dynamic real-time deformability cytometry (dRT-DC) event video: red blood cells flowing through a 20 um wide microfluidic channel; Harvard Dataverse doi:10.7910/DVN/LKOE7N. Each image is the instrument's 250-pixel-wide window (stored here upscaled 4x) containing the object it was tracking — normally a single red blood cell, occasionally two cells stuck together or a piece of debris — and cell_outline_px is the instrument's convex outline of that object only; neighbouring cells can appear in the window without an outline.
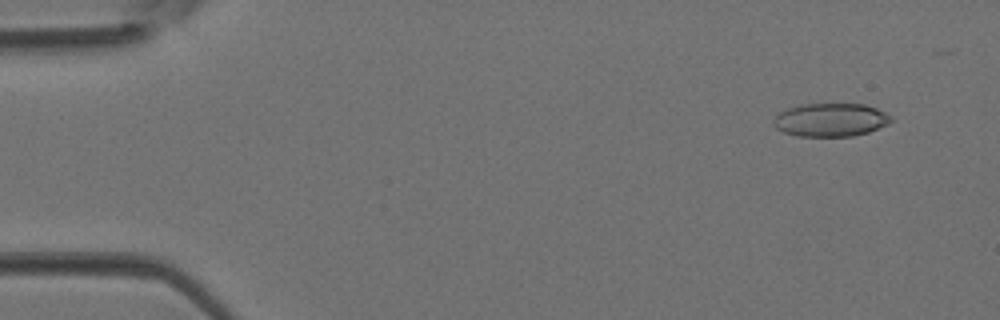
{"species": "Egyptian fruit bat (a non-hibernating species)", "species_latin": "Rousettus aegyptiacus", "temperature_condition": "room temperature", "stored_images_in_passage": 4, "camera_frame_rate_fps": 3000, "um_per_image_px": 0.085, "animal": {"sex": "female"}, "frame": {"image": 1, "passage_image": 1, "time_ms": 0.0, "image_size_px": [1000, 320], "cell_outline_px": [[892, 120], [888, 124], [868, 132], [852, 136], [796, 136], [784, 132], [776, 128], [772, 124], [772, 120], [780, 112], [788, 108], [800, 104], [864, 104], [876, 108], [892, 116]], "centroid_in_image_um": [70.58, 10.19], "position_along_channel_um": 14.4, "area_um2": 22.83}}